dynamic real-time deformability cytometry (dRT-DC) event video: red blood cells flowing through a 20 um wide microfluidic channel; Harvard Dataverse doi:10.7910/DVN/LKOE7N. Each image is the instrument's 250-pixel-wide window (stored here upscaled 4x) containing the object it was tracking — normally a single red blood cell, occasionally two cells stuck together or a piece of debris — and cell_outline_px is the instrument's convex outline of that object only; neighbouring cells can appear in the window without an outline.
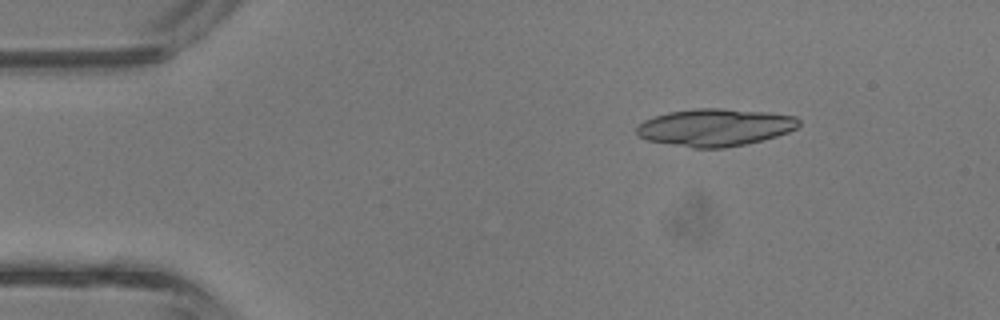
{"species": "common noctule bat (a hibernating species)", "species_latin": "Nyctalus noctula", "temperature_condition": "room temperature", "stored_images_in_passage": 3, "camera_frame_rate_fps": 3000, "um_per_image_px": 0.085, "animal": {"sex": "male", "body_mass_g": 13.3}, "frame": {"image": 1, "passage_image": 1, "time_ms": 0.0, "image_size_px": [1000, 320], "cell_outline_px": [[800, 124], [796, 128], [788, 132], [764, 140], [724, 148], [692, 148], [648, 140], [640, 136], [636, 132], [636, 128], [644, 120], [652, 116], [668, 112], [692, 108], [720, 108], [768, 112], [796, 116], [800, 120]], "centroid_in_image_um": [60.79, 10.82], "position_along_channel_um": 24.2, "area_um2": 35.49}}